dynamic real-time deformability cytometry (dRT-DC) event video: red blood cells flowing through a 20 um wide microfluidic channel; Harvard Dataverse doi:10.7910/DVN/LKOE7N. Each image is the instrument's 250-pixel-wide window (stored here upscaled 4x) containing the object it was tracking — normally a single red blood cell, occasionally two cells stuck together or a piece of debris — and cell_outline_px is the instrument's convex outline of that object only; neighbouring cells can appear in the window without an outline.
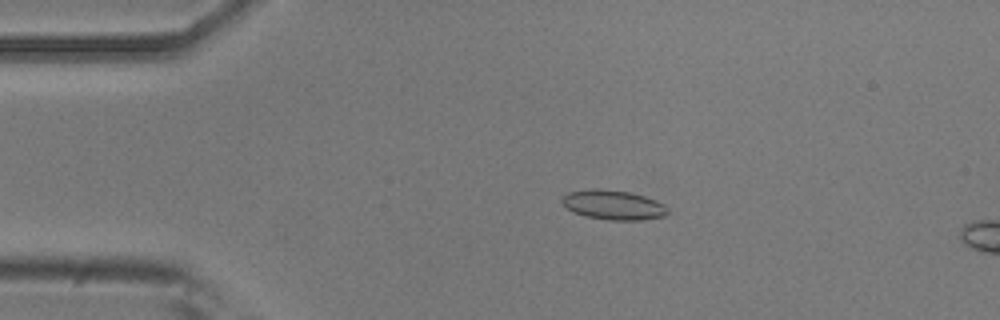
{"species": "common noctule bat (a hibernating species)", "species_latin": "Nyctalus noctula", "temperature_condition": "room temperature", "stored_images_in_passage": 15, "camera_frame_rate_fps": 3000, "um_per_image_px": 0.085, "animal": {"sex": "male", "body_mass_g": 20.5, "forearm_length_mm": 52.5}, "frame": {"image": 1, "passage_image": 11, "time_ms": 3.333, "image_size_px": [1000, 320], "cell_outline_px": [[668, 216], [640, 220], [608, 220], [588, 216], [576, 212], [568, 208], [560, 200], [568, 192], [596, 188], [600, 188], [628, 192], [644, 196], [656, 200], [664, 204], [668, 208]], "centroid_in_image_um": [52.19, 17.42], "position_along_channel_um": 32.8, "area_um2": 18.09}}